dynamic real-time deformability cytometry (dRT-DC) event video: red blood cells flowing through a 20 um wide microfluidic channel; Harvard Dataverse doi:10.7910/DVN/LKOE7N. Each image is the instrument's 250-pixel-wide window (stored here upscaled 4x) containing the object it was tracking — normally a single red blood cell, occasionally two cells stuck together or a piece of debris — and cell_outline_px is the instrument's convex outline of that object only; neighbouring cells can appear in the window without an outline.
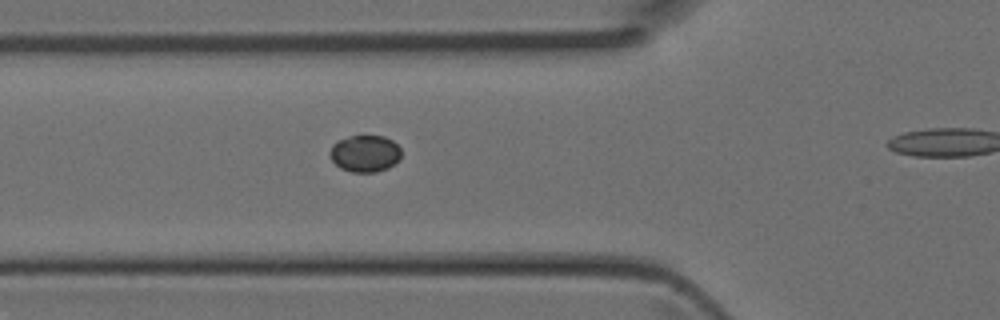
{"species": "Egyptian fruit bat (a non-hibernating species)", "species_latin": "Rousettus aegyptiacus", "temperature_condition": "room temperature", "stored_images_in_passage": 30, "camera_frame_rate_fps": 3000, "um_per_image_px": 0.085, "animal": {"sex": "female"}, "frame": {"image": 1, "passage_image": 10, "time_ms": 3.0, "image_size_px": [1000, 320], "cell_outline_px": [[400, 160], [388, 168], [376, 172], [352, 172], [340, 168], [332, 160], [328, 152], [332, 144], [336, 140], [348, 136], [384, 136], [392, 140], [400, 148]], "centroid_in_image_um": [31.0, 13.04], "position_along_channel_um": 94.8, "area_um2": 15.49}}
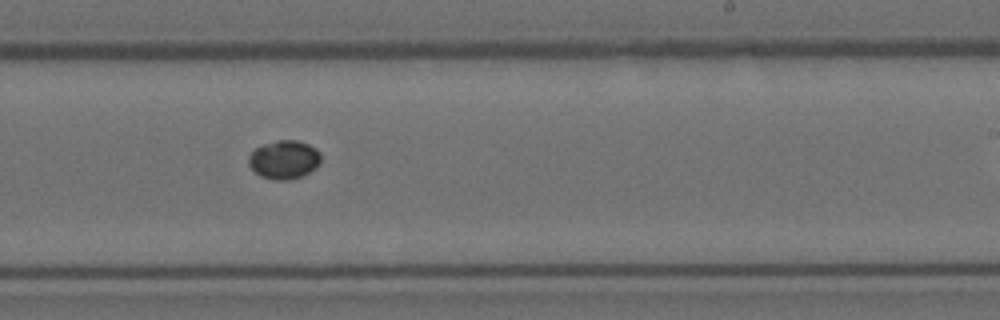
{"frame": {"image": 2, "passage_image": 21, "time_ms": 6.667, "image_size_px": [1000, 320], "cell_outline_px": [[320, 164], [316, 168], [300, 176], [288, 180], [276, 180], [260, 176], [248, 164], [248, 156], [256, 148], [264, 144], [276, 140], [300, 140], [316, 148], [320, 152]], "centroid_in_image_um": [24.16, 13.55], "position_along_channel_um": 264.8, "area_um2": 16.24}}
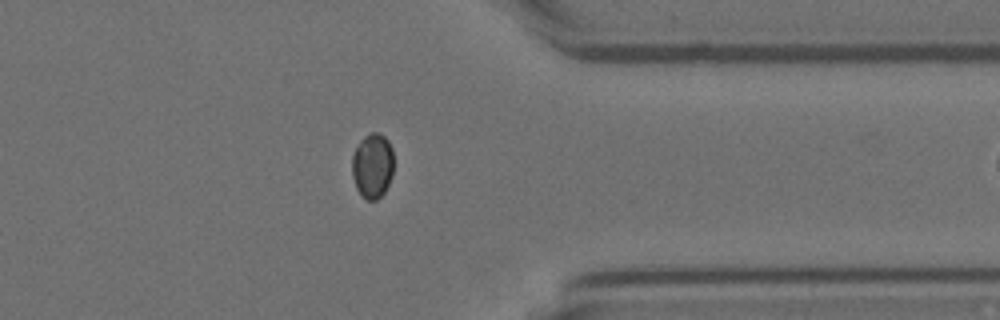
{"frame": {"image": 3, "passage_image": 29, "time_ms": 9.333, "image_size_px": [1000, 320], "cell_outline_px": [[392, 176], [384, 192], [376, 200], [368, 200], [356, 188], [352, 176], [352, 156], [360, 140], [364, 136], [372, 132], [376, 132], [384, 136], [388, 140], [392, 148]], "centroid_in_image_um": [31.65, 14.07], "position_along_channel_um": 379.7, "area_um2": 15.61}}